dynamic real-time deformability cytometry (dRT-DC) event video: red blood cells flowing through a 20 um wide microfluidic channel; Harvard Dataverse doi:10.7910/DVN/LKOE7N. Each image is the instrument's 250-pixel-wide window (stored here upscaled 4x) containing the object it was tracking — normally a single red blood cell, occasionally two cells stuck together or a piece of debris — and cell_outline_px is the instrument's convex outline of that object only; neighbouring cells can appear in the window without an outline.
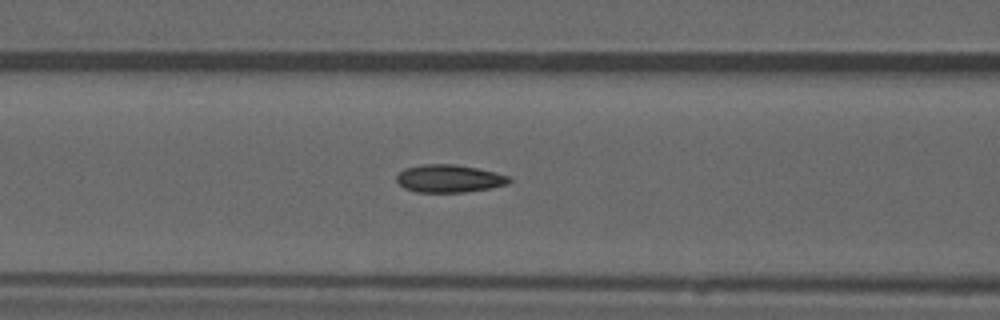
{"species": "common noctule bat (a hibernating species)", "species_latin": "Nyctalus noctula", "temperature_condition": "warm", "stored_images_in_passage": 40, "camera_frame_rate_fps": 3000, "um_per_image_px": 0.085, "animal": {"sex": "male", "forearm_length_mm": 52.5}, "frame": {"image": 1, "passage_image": 19, "time_ms": 6.0, "image_size_px": [1000, 320], "cell_outline_px": [[512, 180], [508, 184], [488, 188], [464, 192], [416, 192], [404, 188], [396, 180], [396, 176], [404, 168], [420, 164], [456, 164], [496, 172], [508, 176]], "centroid_in_image_um": [38.15, 15.17], "position_along_channel_um": 128.4, "area_um2": 18.21}}